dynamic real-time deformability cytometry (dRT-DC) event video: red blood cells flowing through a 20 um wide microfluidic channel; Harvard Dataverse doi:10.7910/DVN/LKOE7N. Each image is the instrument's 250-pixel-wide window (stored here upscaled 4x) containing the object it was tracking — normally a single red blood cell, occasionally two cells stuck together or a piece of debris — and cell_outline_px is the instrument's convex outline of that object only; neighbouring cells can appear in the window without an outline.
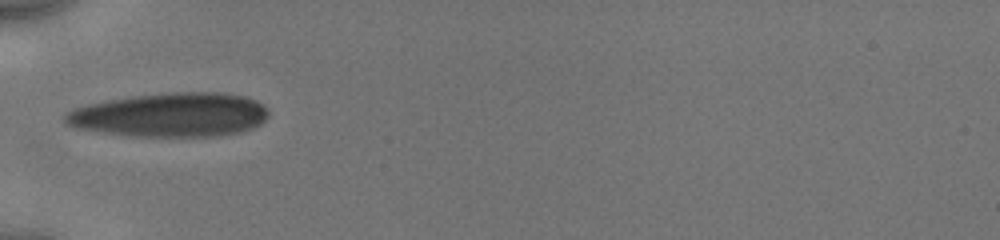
{"species": "human", "species_latin": "Homo sapiens", "temperature_condition": "cold", "stored_images_in_passage": 30, "camera_frame_rate_fps": 3000, "um_per_image_px": 0.085, "donor": {"sex": "male"}, "frame": {"image": 1, "passage_image": 1, "time_ms": 0.0, "image_size_px": [1000, 240], "cell_outline_px": [[268, 116], [260, 124], [244, 132], [220, 136], [132, 136], [72, 128], [64, 124], [64, 112], [72, 108], [88, 104], [108, 100], [132, 96], [172, 92], [220, 92], [244, 96], [256, 100], [268, 108]], "centroid_in_image_um": [14.47, 9.77], "position_along_channel_um": 70.5, "area_um2": 52.71}}
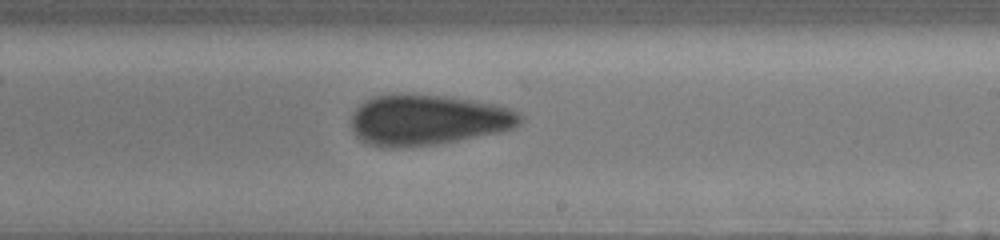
{"frame": {"image": 2, "passage_image": 15, "time_ms": 4.667, "image_size_px": [1000, 240], "cell_outline_px": [[524, 120], [520, 124], [512, 128], [500, 132], [436, 144], [412, 148], [384, 148], [364, 144], [352, 132], [352, 112], [364, 100], [372, 96], [396, 92], [444, 96], [472, 100], [496, 104], [520, 112], [524, 116]], "centroid_in_image_um": [36.31, 10.19], "position_along_channel_um": 252.7, "area_um2": 50.92}}
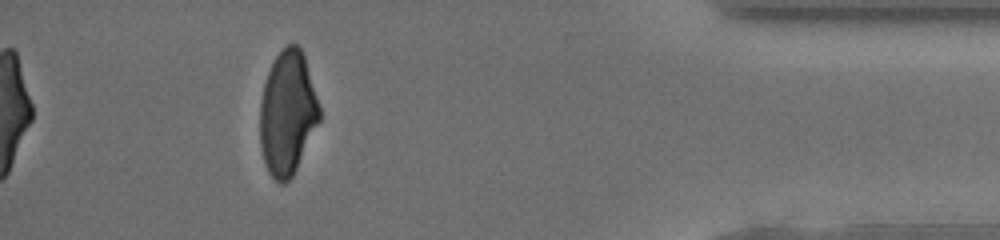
{"frame": {"image": 3, "passage_image": 30, "time_ms": 9.667, "image_size_px": [1000, 240], "cell_outline_px": [[320, 120], [292, 176], [284, 184], [280, 184], [268, 172], [264, 164], [260, 144], [260, 100], [264, 84], [268, 72], [276, 56], [288, 44], [296, 44], [300, 48], [304, 56], [320, 108]], "centroid_in_image_um": [24.42, 9.63], "position_along_channel_um": 410.8, "area_um2": 42.6}, "authors_computed_cell_mechanics": {"area_um2": 49.8814, "velocity_mm_per_s": 3.9615, "shape_relaxation_time_tau1_ms": null, "shape_relaxation_time_tau2_ms": 2.0216, "deformation_change_tau1": null, "deformation_change_tau2": 0.0901}}